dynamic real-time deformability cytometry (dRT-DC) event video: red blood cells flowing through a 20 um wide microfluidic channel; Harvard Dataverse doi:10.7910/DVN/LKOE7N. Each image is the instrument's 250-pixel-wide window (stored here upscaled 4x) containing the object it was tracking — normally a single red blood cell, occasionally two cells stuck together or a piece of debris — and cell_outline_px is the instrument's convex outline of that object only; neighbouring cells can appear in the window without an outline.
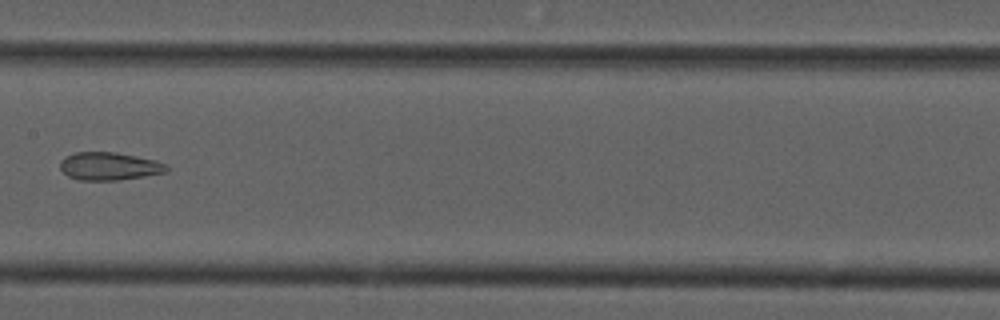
{"species": "common noctule bat (a hibernating species)", "species_latin": "Nyctalus noctula", "temperature_condition": "cold", "stored_images_in_passage": 7, "camera_frame_rate_fps": 3000, "um_per_image_px": 0.085, "animal": {"sex": "male", "forearm_length_mm": 52.5}, "frame": {"image": 1, "passage_image": 6, "time_ms": 1.667, "image_size_px": [1000, 320], "cell_outline_px": [[168, 172], [120, 180], [80, 180], [68, 176], [60, 168], [60, 160], [64, 156], [76, 152], [116, 152], [156, 160], [168, 164]], "centroid_in_image_um": [9.3, 14.12], "position_along_channel_um": 198.1, "area_um2": 17.46}}
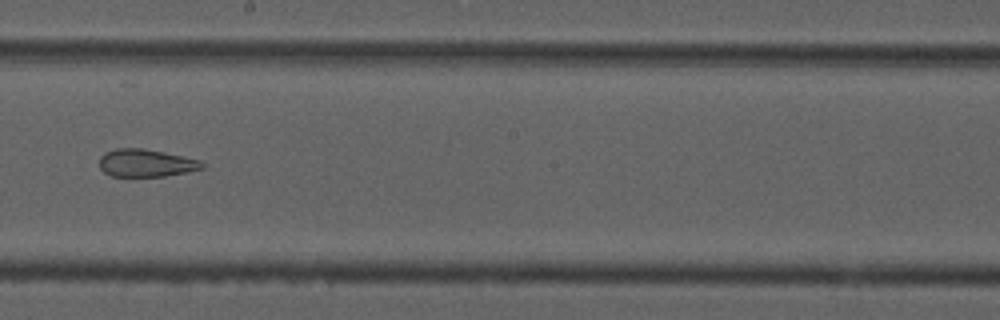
{"frame": {"image": 2, "passage_image": 7, "time_ms": 2.0, "image_size_px": [1000, 320], "cell_outline_px": [[204, 168], [188, 172], [164, 176], [112, 176], [104, 172], [100, 168], [100, 156], [104, 152], [116, 148], [144, 148], [164, 152], [200, 160], [204, 164]], "centroid_in_image_um": [12.4, 13.85], "position_along_channel_um": 235.8, "area_um2": 16.59}}